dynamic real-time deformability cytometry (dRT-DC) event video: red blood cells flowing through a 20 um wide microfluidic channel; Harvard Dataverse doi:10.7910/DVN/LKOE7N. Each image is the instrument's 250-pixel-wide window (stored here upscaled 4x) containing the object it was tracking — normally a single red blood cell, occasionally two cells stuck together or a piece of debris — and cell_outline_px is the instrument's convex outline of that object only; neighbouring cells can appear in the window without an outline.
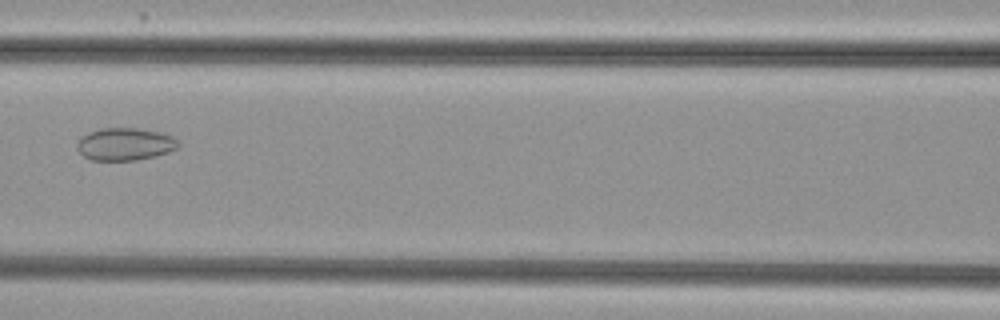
{"species": "common noctule bat (a hibernating species)", "species_latin": "Nyctalus noctula", "temperature_condition": "cold", "stored_images_in_passage": 8, "camera_frame_rate_fps": 3000, "um_per_image_px": 0.085, "animal": {"sex": "female", "body_mass_g": 29.2, "forearm_length_mm": 56.3}, "frame": {"image": 1, "passage_image": 7, "time_ms": 6.667, "image_size_px": [1000, 320], "cell_outline_px": [[180, 144], [176, 148], [168, 152], [156, 156], [136, 160], [92, 160], [84, 156], [76, 148], [76, 144], [80, 136], [88, 132], [100, 128], [136, 128], [160, 132], [172, 136]], "centroid_in_image_um": [10.59, 12.24], "position_along_channel_um": 156.0, "area_um2": 19.25}}
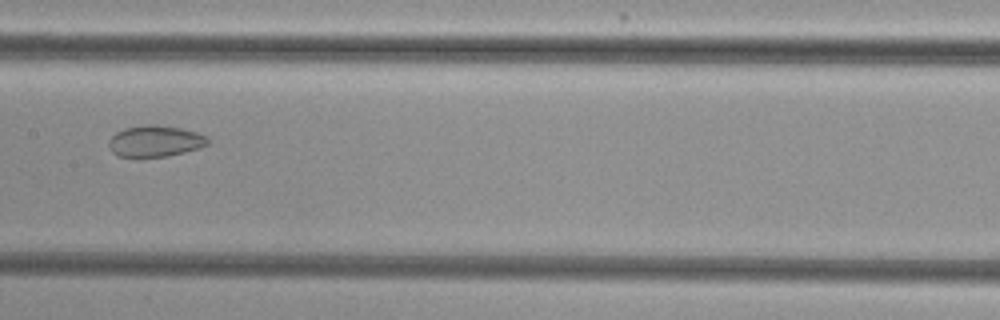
{"frame": {"image": 2, "passage_image": 8, "time_ms": 7.667, "image_size_px": [1000, 320], "cell_outline_px": [[208, 144], [200, 148], [168, 156], [120, 156], [112, 152], [108, 144], [108, 140], [116, 132], [124, 128], [144, 124], [156, 124], [180, 128], [196, 132], [208, 136]], "centroid_in_image_um": [13.19, 11.98], "position_along_channel_um": 194.2, "area_um2": 18.03}}